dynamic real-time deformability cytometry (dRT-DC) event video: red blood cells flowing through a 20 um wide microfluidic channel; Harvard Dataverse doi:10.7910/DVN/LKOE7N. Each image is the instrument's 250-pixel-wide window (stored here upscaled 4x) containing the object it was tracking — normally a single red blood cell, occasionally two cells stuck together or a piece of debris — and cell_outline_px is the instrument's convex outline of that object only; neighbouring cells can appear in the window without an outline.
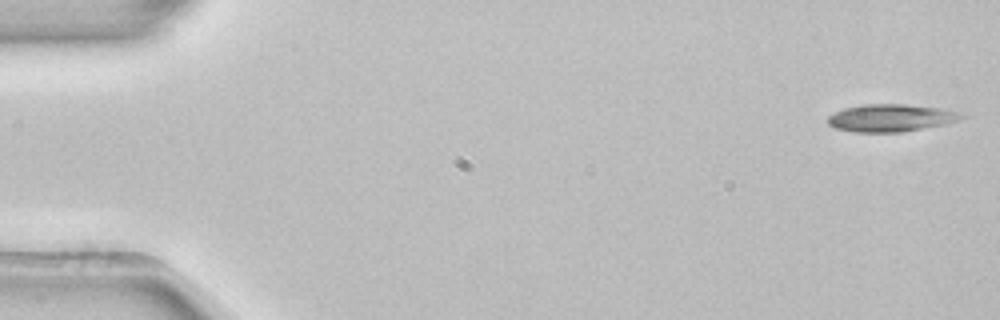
{"species": "common noctule bat (a hibernating species)", "species_latin": "Nyctalus noctula", "temperature_condition": "room temperature", "stored_images_in_passage": 52, "camera_frame_rate_fps": 3000, "um_per_image_px": 0.085, "animal": {"sex": "female", "body_mass_g": 22.7, "forearm_length_mm": 54.2}, "frame": {"image": 1, "passage_image": 1, "time_ms": 0.0, "image_size_px": [1000, 320], "cell_outline_px": [[964, 116], [948, 124], [900, 132], [856, 132], [836, 128], [828, 124], [828, 116], [844, 108], [864, 104], [908, 104], [940, 108], [956, 112]], "centroid_in_image_um": [75.69, 10.02], "position_along_channel_um": 9.3, "area_um2": 21.15}}
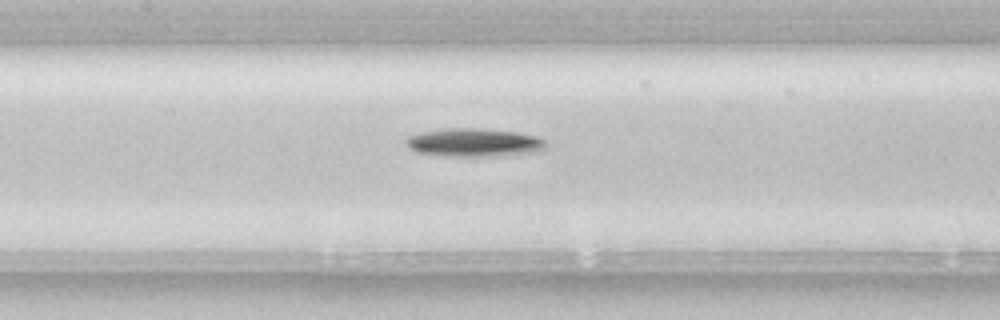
{"frame": {"image": 2, "passage_image": 24, "time_ms": 7.667, "image_size_px": [1000, 320], "cell_outline_px": [[548, 144], [544, 148], [532, 152], [504, 156], [448, 156], [416, 152], [404, 140], [408, 136], [424, 132], [448, 128], [476, 128], [516, 132], [536, 136], [544, 140]], "centroid_in_image_um": [40.32, 12.12], "position_along_channel_um": 167.1, "area_um2": 22.83}}
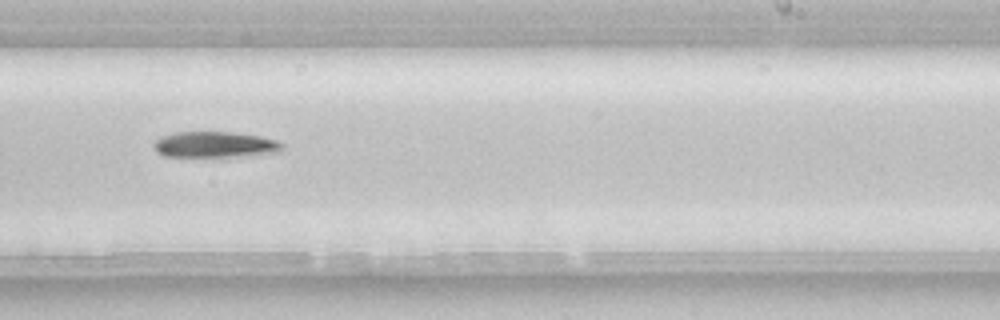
{"frame": {"image": 3, "passage_image": 32, "time_ms": 10.333, "image_size_px": [1000, 320], "cell_outline_px": [[284, 148], [280, 152], [228, 160], [164, 156], [156, 152], [152, 144], [156, 140], [164, 136], [176, 132], [232, 132], [260, 136], [276, 140], [284, 144]], "centroid_in_image_um": [18.33, 12.36], "position_along_channel_um": 270.7, "area_um2": 20.81}, "authors_computed_cell_mechanics": {"area_um2": 20.9236, "velocity_mm_per_s": 3.9054, "shape_relaxation_time_tau1_ms": 2.4679, "shape_relaxation_time_tau2_ms": null, "deformation_change_tau1": 0.1011, "deformation_change_tau2": null}}